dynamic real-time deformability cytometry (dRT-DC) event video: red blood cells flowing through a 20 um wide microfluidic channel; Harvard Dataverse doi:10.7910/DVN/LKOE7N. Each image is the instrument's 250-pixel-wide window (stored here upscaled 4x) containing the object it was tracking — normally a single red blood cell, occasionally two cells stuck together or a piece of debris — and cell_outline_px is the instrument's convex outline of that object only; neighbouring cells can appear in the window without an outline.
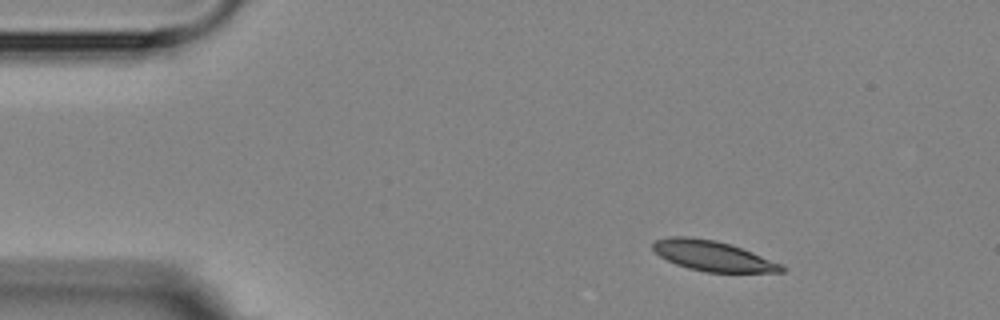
{"species": "Egyptian fruit bat (a non-hibernating species)", "species_latin": "Rousettus aegyptiacus", "temperature_condition": "room temperature", "stored_images_in_passage": 4, "camera_frame_rate_fps": 3000, "um_per_image_px": 0.085, "animal": {"sex": "female"}, "frame": {"image": 1, "passage_image": 1, "time_ms": 0.0, "image_size_px": [1000, 320], "cell_outline_px": [[788, 268], [784, 272], [708, 272], [688, 268], [676, 264], [660, 256], [652, 248], [652, 244], [656, 240], [668, 236], [688, 236], [716, 240], [752, 252], [784, 264]], "centroid_in_image_um": [60.61, 21.75], "position_along_channel_um": 24.4, "area_um2": 22.66}}
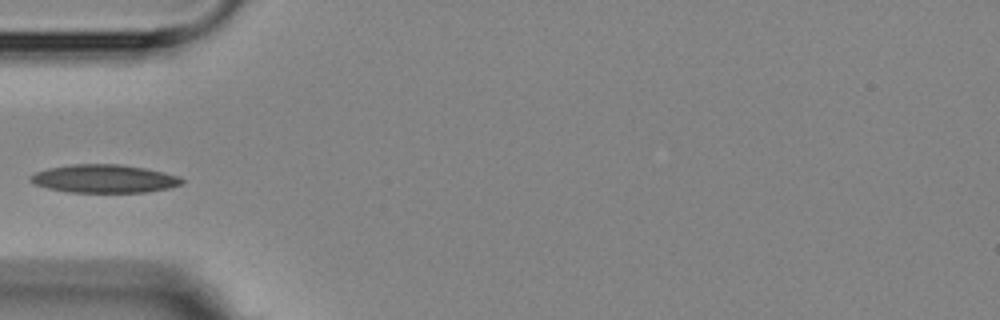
{"frame": {"image": 2, "passage_image": 4, "time_ms": 3.333, "image_size_px": [1000, 320], "cell_outline_px": [[184, 184], [168, 188], [148, 192], [68, 192], [48, 188], [32, 184], [28, 180], [28, 176], [36, 172], [48, 168], [72, 164], [120, 164], [144, 168], [164, 172], [180, 176], [184, 180]], "centroid_in_image_um": [8.84, 15.19], "position_along_channel_um": 76.2, "area_um2": 25.09}}